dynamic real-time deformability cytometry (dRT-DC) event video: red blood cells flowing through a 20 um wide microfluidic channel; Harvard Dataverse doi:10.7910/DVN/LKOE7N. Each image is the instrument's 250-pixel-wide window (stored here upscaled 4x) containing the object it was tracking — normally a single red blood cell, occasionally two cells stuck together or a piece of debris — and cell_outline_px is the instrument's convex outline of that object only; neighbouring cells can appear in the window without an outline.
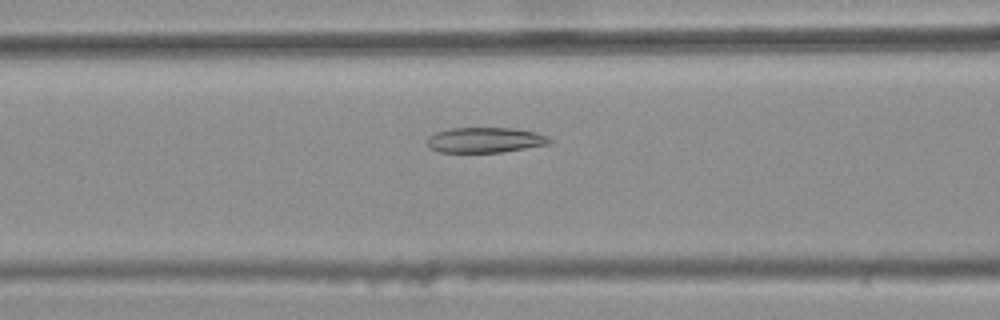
{"species": "common noctule bat (a hibernating species)", "species_latin": "Nyctalus noctula", "temperature_condition": "warm", "stored_images_in_passage": 43, "camera_frame_rate_fps": 3000, "um_per_image_px": 0.085, "animal": {"sex": "female", "body_mass_g": 25.1}, "frame": {"image": 1, "passage_image": 15, "time_ms": 4.667, "image_size_px": [1000, 320], "cell_outline_px": [[556, 140], [548, 144], [500, 152], [440, 152], [428, 148], [428, 136], [436, 132], [452, 128], [516, 128], [536, 132], [548, 136]], "centroid_in_image_um": [41.26, 11.89], "position_along_channel_um": 125.3, "area_um2": 18.09}}
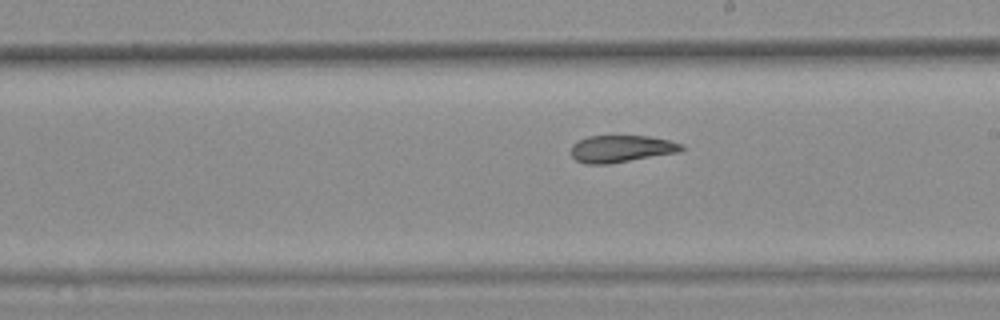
{"frame": {"image": 2, "passage_image": 24, "time_ms": 7.667, "image_size_px": [1000, 320], "cell_outline_px": [[684, 148], [680, 152], [608, 164], [584, 164], [576, 160], [572, 156], [572, 144], [588, 136], [648, 136], [668, 140], [680, 144]], "centroid_in_image_um": [52.79, 12.65], "position_along_channel_um": 236.2, "area_um2": 17.28}}
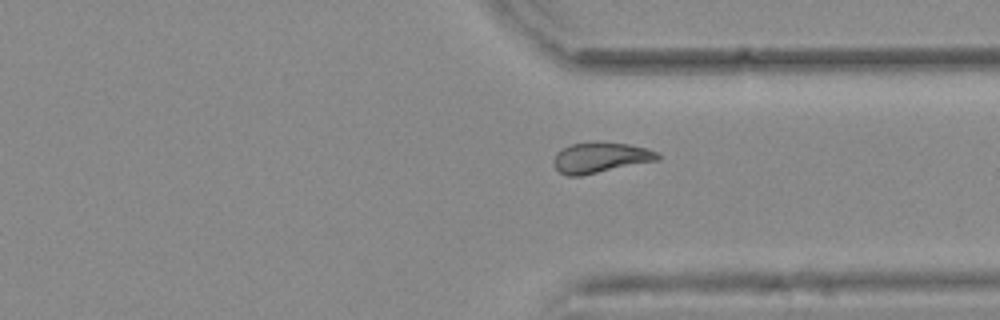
{"frame": {"image": 3, "passage_image": 34, "time_ms": 11.0, "image_size_px": [1000, 320], "cell_outline_px": [[660, 156], [656, 160], [580, 176], [568, 176], [560, 172], [556, 168], [556, 152], [572, 144], [596, 140], [600, 140], [628, 144], [648, 148], [656, 152]], "centroid_in_image_um": [51.04, 13.36], "position_along_channel_um": 360.4, "area_um2": 18.32}, "authors_computed_cell_mechanics": {"area_um2": 18.4382, "velocity_mm_per_s": 3.7065, "shape_relaxation_time_tau1_ms": null, "shape_relaxation_time_tau2_ms": 2.4343, "deformation_change_tau1": null, "deformation_change_tau2": 0.0986}}